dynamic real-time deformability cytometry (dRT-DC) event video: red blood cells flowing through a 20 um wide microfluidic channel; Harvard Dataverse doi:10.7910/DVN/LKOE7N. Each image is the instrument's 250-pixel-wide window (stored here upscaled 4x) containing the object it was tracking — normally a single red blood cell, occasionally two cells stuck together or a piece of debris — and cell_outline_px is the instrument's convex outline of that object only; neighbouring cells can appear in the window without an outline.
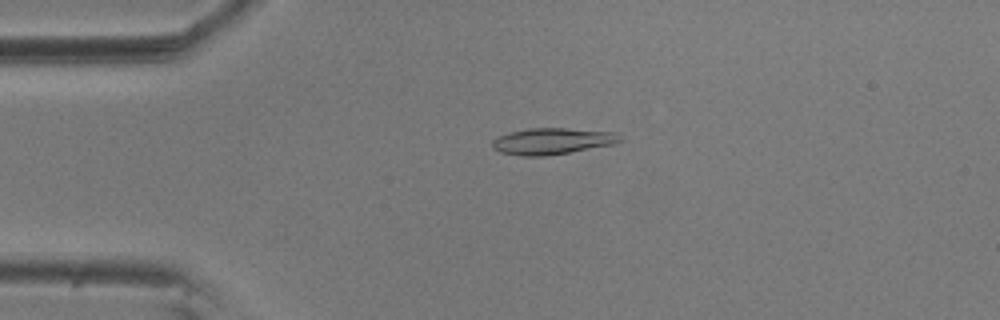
{"species": "common noctule bat (a hibernating species)", "species_latin": "Nyctalus noctula", "temperature_condition": "room temperature", "stored_images_in_passage": 55, "camera_frame_rate_fps": 3000, "um_per_image_px": 0.085, "animal": {"sex": "male", "body_mass_g": 20.5, "forearm_length_mm": 52.5}, "frame": {"image": 1, "passage_image": 12, "time_ms": 3.667, "image_size_px": [1000, 320], "cell_outline_px": [[624, 140], [612, 144], [568, 152], [544, 156], [520, 156], [500, 152], [492, 148], [492, 140], [496, 136], [508, 132], [528, 128], [564, 128], [616, 132]], "centroid_in_image_um": [46.88, 11.99], "position_along_channel_um": 38.1, "area_um2": 19.65}}
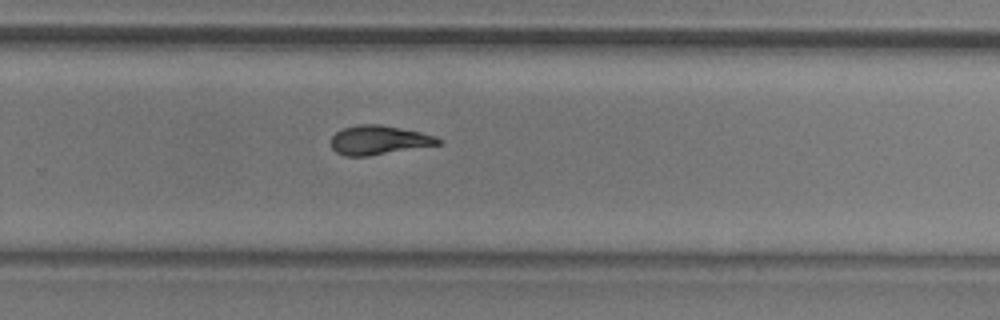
{"frame": {"image": 2, "passage_image": 36, "time_ms": 11.667, "image_size_px": [1000, 320], "cell_outline_px": [[444, 144], [368, 156], [344, 156], [336, 152], [332, 148], [332, 136], [336, 132], [344, 128], [360, 124], [380, 124], [420, 132], [436, 136], [444, 140]], "centroid_in_image_um": [32.26, 11.91], "position_along_channel_um": 297.5, "area_um2": 18.32}}
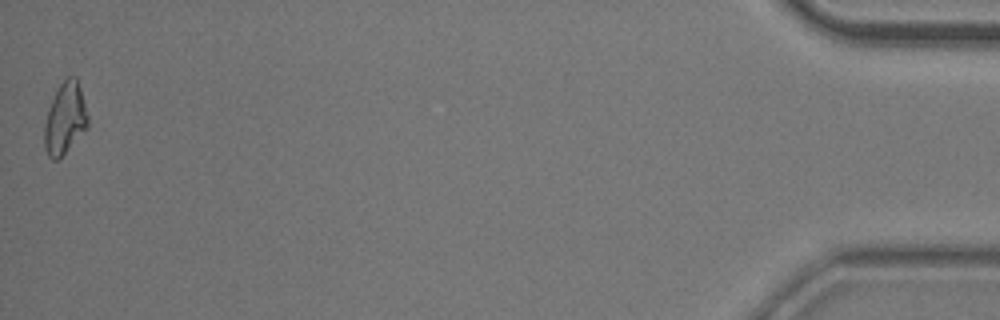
{"frame": {"image": 3, "passage_image": 55, "time_ms": 18.0, "image_size_px": [1000, 320], "cell_outline_px": [[88, 128], [56, 160], [52, 160], [48, 156], [44, 148], [44, 124], [48, 108], [60, 84], [68, 76], [76, 76], [88, 116]], "centroid_in_image_um": [5.51, 10.08], "position_along_channel_um": 429.7, "area_um2": 17.86}, "authors_computed_cell_mechanics": {"area_um2": 18.496, "velocity_mm_per_s": 3.6025, "shape_relaxation_time_tau1_ms": 7.1497, "shape_relaxation_time_tau2_ms": 3.6439, "deformation_change_tau1": 0.1937, "deformation_change_tau2": 0.0935}}